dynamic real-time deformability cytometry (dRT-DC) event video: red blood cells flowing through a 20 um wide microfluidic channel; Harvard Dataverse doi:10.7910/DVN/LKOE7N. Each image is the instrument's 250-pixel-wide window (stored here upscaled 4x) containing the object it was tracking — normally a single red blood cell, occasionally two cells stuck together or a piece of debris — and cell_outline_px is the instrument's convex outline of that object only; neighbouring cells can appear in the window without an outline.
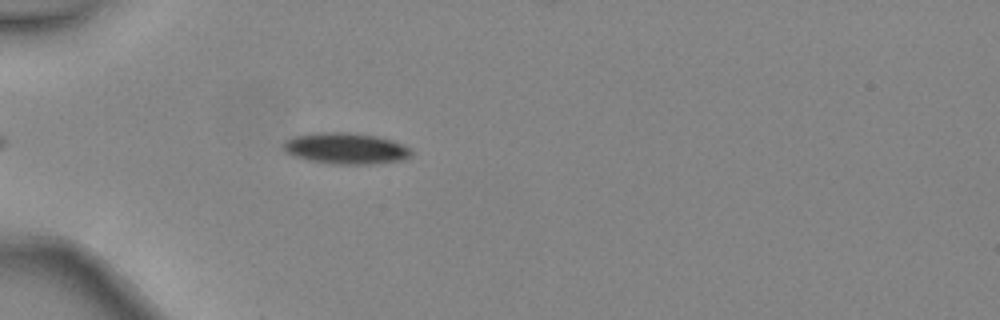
{"species": "common noctule bat (a hibernating species)", "species_latin": "Nyctalus noctula", "temperature_condition": "warm", "stored_images_in_passage": 1, "camera_frame_rate_fps": 3000, "um_per_image_px": 0.085, "animal": {"sex": "female", "body_mass_g": 24.6, "forearm_length_mm": 56.2}, "frame": {"image": 1, "passage_image": 1, "time_ms": 0.0, "image_size_px": [1000, 320], "cell_outline_px": [[412, 156], [400, 160], [360, 164], [336, 164], [308, 160], [292, 156], [284, 152], [284, 140], [292, 136], [312, 132], [348, 132], [376, 136], [392, 140], [412, 148]], "centroid_in_image_um": [29.34, 12.6], "position_along_channel_um": 55.7, "area_um2": 23.35}}